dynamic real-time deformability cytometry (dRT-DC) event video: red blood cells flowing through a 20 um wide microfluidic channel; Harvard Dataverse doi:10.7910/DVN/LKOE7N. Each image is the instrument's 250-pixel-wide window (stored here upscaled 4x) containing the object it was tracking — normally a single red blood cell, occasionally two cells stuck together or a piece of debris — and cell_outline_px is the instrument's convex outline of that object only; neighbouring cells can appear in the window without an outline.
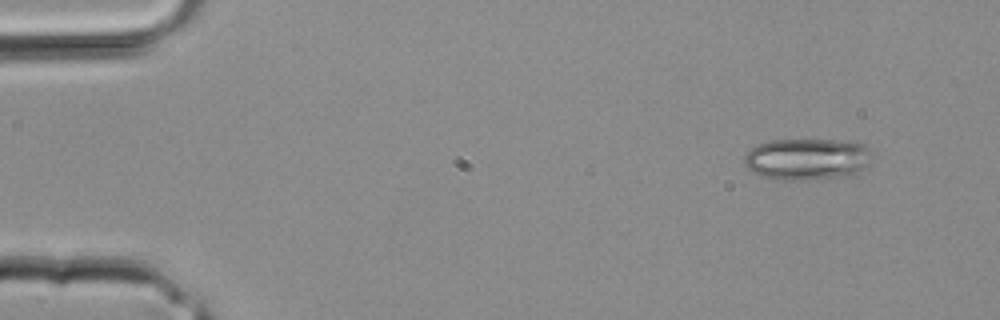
{"species": "common noctule bat (a hibernating species)", "species_latin": "Nyctalus noctula", "temperature_condition": "room temperature", "stored_images_in_passage": 5, "segment_of_instrument_passage": [2, 2], "camera_frame_rate_fps": 3000, "um_per_image_px": 0.085, "animal": {"sex": "male", "body_mass_g": 20.4}, "frame": {"image": 1, "passage_image": 5, "time_ms": 1.333, "image_size_px": [1000, 320], "cell_outline_px": [[868, 164], [852, 176], [800, 180], [784, 180], [764, 176], [748, 168], [744, 164], [744, 156], [756, 144], [772, 140], [856, 140], [864, 144], [868, 148]], "centroid_in_image_um": [68.62, 13.51], "position_along_channel_um": 16.4, "area_um2": 30.92}}